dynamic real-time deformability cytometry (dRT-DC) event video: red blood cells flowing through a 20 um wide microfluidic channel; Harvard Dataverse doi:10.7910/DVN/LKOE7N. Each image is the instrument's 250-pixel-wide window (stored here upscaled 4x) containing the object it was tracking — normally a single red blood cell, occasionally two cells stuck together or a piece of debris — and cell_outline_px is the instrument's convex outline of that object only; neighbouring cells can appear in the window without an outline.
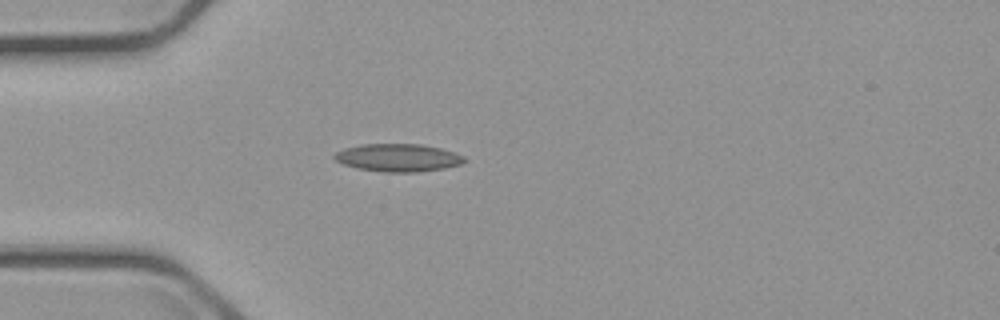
{"species": "common noctule bat (a hibernating species)", "species_latin": "Nyctalus noctula", "temperature_condition": "cold", "stored_images_in_passage": 1, "camera_frame_rate_fps": 3000, "um_per_image_px": 0.085, "animal": {"sex": "male", "body_mass_g": 23.1, "forearm_length_mm": 52.7}, "frame": {"image": 1, "passage_image": 1, "time_ms": 0.0, "image_size_px": [1000, 320], "cell_outline_px": [[468, 160], [460, 164], [444, 168], [420, 172], [384, 172], [356, 168], [344, 164], [336, 160], [332, 156], [336, 152], [344, 148], [360, 144], [420, 144], [440, 148], [456, 152], [464, 156]], "centroid_in_image_um": [33.85, 13.4], "position_along_channel_um": 51.2, "area_um2": 21.15}}